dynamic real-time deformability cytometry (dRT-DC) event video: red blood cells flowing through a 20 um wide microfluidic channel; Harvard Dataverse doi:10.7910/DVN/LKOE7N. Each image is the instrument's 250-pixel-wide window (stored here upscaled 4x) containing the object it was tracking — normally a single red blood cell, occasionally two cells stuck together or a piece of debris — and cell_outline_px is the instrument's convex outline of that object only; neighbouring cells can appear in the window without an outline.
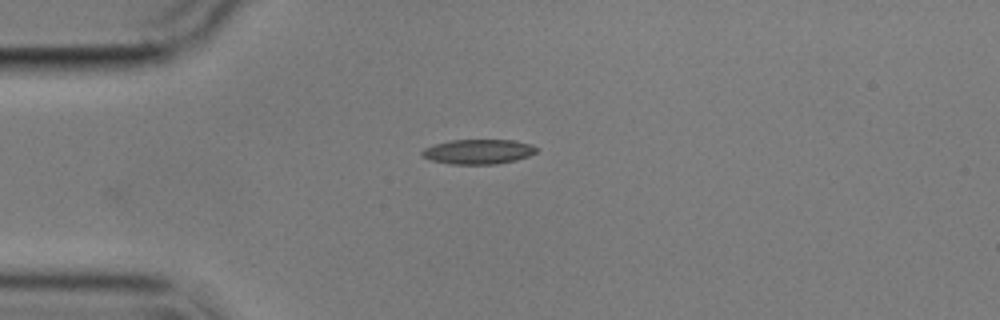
{"species": "common noctule bat (a hibernating species)", "species_latin": "Nyctalus noctula", "temperature_condition": "cold", "stored_images_in_passage": 5, "camera_frame_rate_fps": 3000, "um_per_image_px": 0.085, "animal": {"sex": "male", "body_mass_g": 17.9}, "frame": {"image": 1, "passage_image": 5, "time_ms": 5.667, "image_size_px": [1000, 320], "cell_outline_px": [[540, 148], [536, 152], [528, 156], [516, 160], [496, 164], [452, 164], [432, 160], [424, 156], [420, 152], [424, 148], [436, 144], [452, 140], [512, 140], [528, 144]], "centroid_in_image_um": [40.68, 12.89], "position_along_channel_um": 44.3, "area_um2": 16.3}}